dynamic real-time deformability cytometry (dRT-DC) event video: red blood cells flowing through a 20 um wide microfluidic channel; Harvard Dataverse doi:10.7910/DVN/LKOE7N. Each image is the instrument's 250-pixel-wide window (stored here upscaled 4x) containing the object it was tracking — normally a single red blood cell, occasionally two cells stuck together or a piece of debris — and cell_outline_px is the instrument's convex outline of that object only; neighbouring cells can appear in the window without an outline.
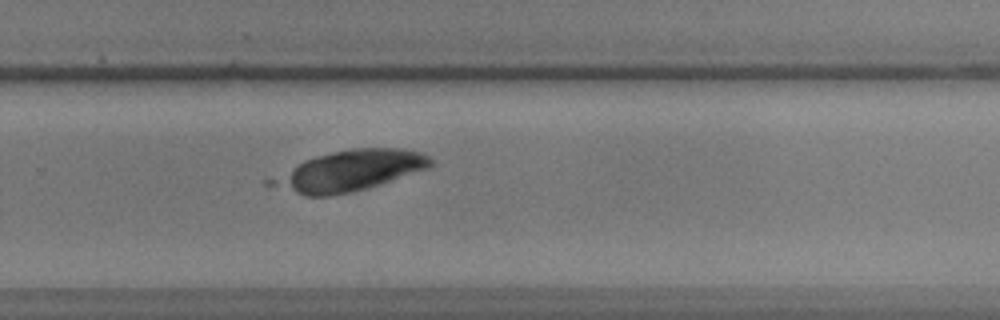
{"species": "common noctule bat (a hibernating species)", "species_latin": "Nyctalus noctula", "temperature_condition": "warm", "stored_images_in_passage": 61, "camera_frame_rate_fps": 3000, "um_per_image_px": 0.085, "animal": {"sex": "male", "body_mass_g": 17.9, "forearm_length_mm": 54.2}, "frame": {"image": 1, "passage_image": 42, "time_ms": 13.667, "image_size_px": [1000, 320], "cell_outline_px": [[432, 164], [428, 168], [368, 188], [352, 192], [328, 196], [304, 196], [296, 192], [284, 184], [284, 180], [304, 160], [316, 156], [332, 152], [352, 148], [400, 148], [420, 152], [428, 156], [432, 160]], "centroid_in_image_um": [30.09, 14.47], "position_along_channel_um": 299.7, "area_um2": 34.85}}
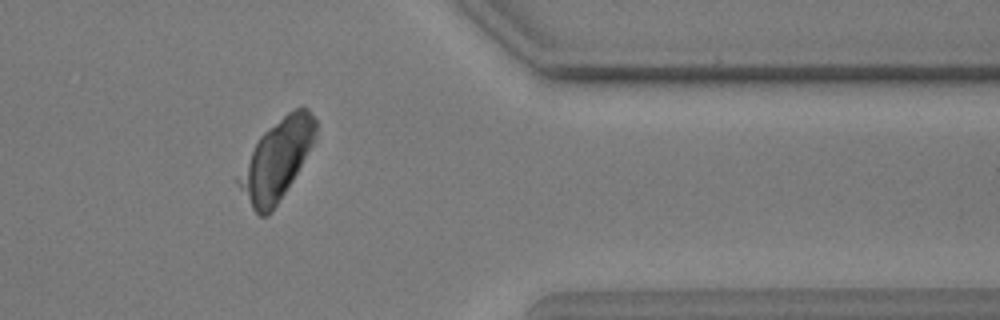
{"frame": {"image": 2, "passage_image": 51, "time_ms": 16.667, "image_size_px": [1000, 320], "cell_outline_px": [[316, 140], [292, 180], [268, 216], [260, 216], [252, 208], [236, 184], [236, 180], [260, 136], [268, 128], [288, 112], [296, 108], [308, 108], [316, 120]], "centroid_in_image_um": [23.54, 13.57], "position_along_channel_um": 387.9, "area_um2": 34.8}}
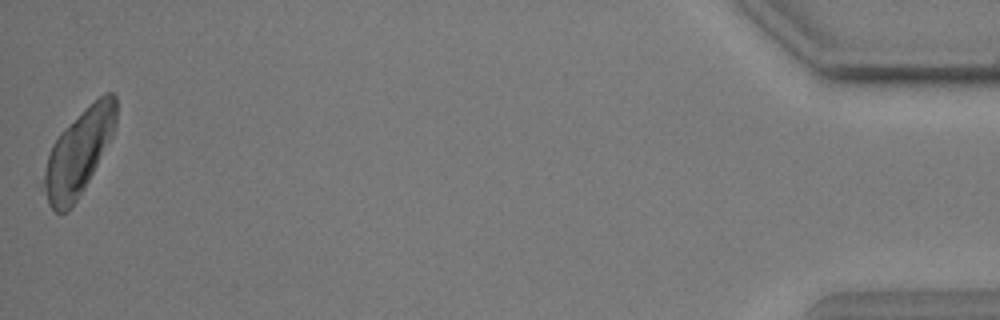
{"frame": {"image": 3, "passage_image": 61, "time_ms": 20.0, "image_size_px": [1000, 320], "cell_outline_px": [[116, 124], [112, 136], [84, 188], [76, 200], [64, 212], [56, 212], [48, 204], [44, 188], [44, 172], [48, 156], [52, 144], [60, 132], [64, 128], [104, 92], [112, 92], [116, 96]], "centroid_in_image_um": [6.69, 12.93], "position_along_channel_um": 428.5, "area_um2": 34.91}}